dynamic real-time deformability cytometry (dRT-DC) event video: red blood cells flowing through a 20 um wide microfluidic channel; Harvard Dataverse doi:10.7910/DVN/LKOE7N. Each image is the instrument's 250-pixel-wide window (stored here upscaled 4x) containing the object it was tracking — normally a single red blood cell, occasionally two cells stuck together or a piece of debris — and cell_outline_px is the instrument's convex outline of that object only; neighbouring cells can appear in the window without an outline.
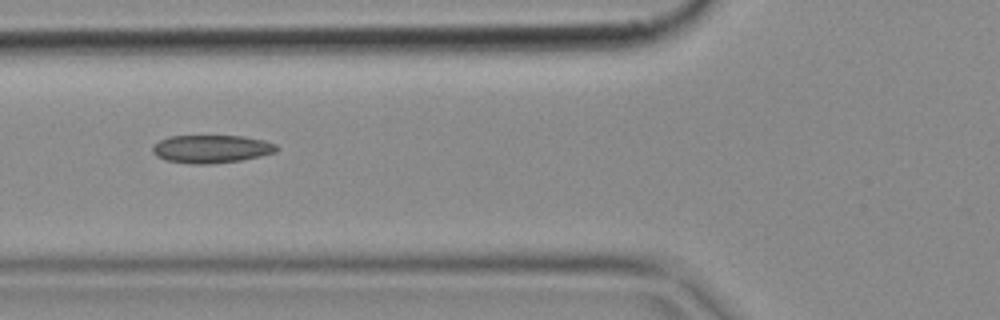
{"species": "common noctule bat (a hibernating species)", "species_latin": "Nyctalus noctula", "temperature_condition": "cold", "stored_images_in_passage": 5, "camera_frame_rate_fps": 3000, "um_per_image_px": 0.085, "animal": {"sex": "female", "body_mass_g": 18.4}, "frame": {"image": 1, "passage_image": 5, "time_ms": 1.333, "image_size_px": [1000, 320], "cell_outline_px": [[280, 148], [276, 152], [260, 156], [240, 160], [208, 164], [192, 164], [164, 160], [156, 156], [152, 152], [152, 144], [168, 136], [244, 136], [264, 140], [276, 144]], "centroid_in_image_um": [17.95, 12.66], "position_along_channel_um": 107.9, "area_um2": 20.4}}